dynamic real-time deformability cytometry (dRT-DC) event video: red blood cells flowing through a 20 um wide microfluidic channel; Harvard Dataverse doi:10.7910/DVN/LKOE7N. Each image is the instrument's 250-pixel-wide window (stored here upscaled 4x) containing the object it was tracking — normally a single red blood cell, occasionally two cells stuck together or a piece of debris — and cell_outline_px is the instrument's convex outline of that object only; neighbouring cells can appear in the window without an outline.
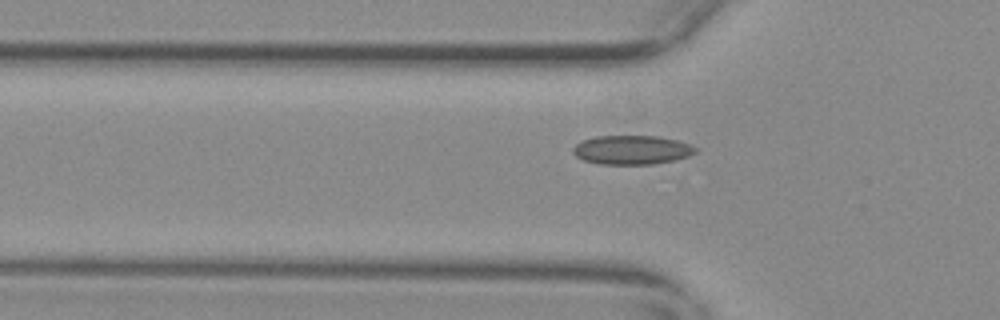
{"species": "common noctule bat (a hibernating species)", "species_latin": "Nyctalus noctula", "temperature_condition": "warm", "stored_images_in_passage": 5, "camera_frame_rate_fps": 3000, "um_per_image_px": 0.085, "animal": {"sex": "female", "body_mass_g": 29.2, "forearm_length_mm": 56.3}, "frame": {"image": 1, "passage_image": 2, "time_ms": 0.333, "image_size_px": [1000, 320], "cell_outline_px": [[700, 148], [696, 152], [688, 156], [676, 160], [652, 164], [600, 164], [584, 160], [576, 156], [572, 152], [572, 148], [576, 144], [584, 140], [596, 136], [660, 136], [676, 140]], "centroid_in_image_um": [53.73, 12.74], "position_along_channel_um": 72.1, "area_um2": 20.75}}